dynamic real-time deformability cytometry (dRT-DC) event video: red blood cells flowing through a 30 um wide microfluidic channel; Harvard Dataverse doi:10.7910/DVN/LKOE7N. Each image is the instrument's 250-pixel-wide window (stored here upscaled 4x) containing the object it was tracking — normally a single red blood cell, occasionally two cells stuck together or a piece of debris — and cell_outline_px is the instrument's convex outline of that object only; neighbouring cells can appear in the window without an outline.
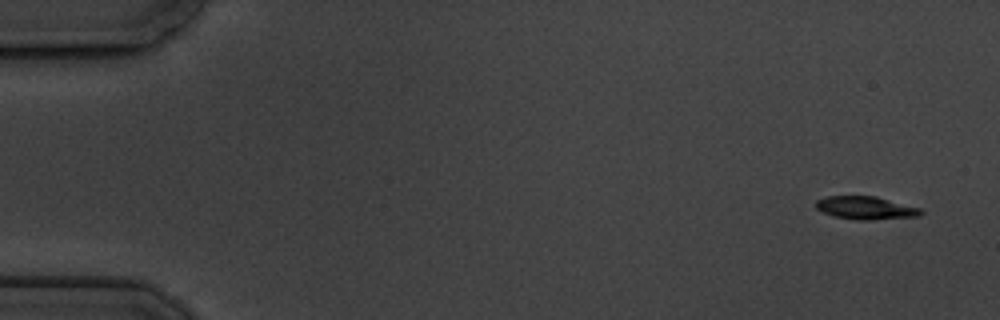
{"species": "common noctule bat (a hibernating species)", "species_latin": "Nyctalus noctula", "temperature_condition": "cold", "stored_images_in_passage": 11, "camera_frame_rate_fps": 3000, "um_per_image_px": 0.085, "animal": {"sex": "male", "body_mass_g": 19.5, "forearm_length_mm": 54.6}, "frame": {"image": 1, "passage_image": 1, "time_ms": 0.0, "image_size_px": [1000, 320], "cell_outline_px": [[924, 212], [920, 216], [868, 220], [856, 220], [832, 216], [816, 208], [816, 200], [828, 196], [876, 196], [920, 208]], "centroid_in_image_um": [73.59, 17.67], "position_along_channel_um": 11.4, "area_um2": 14.05}}
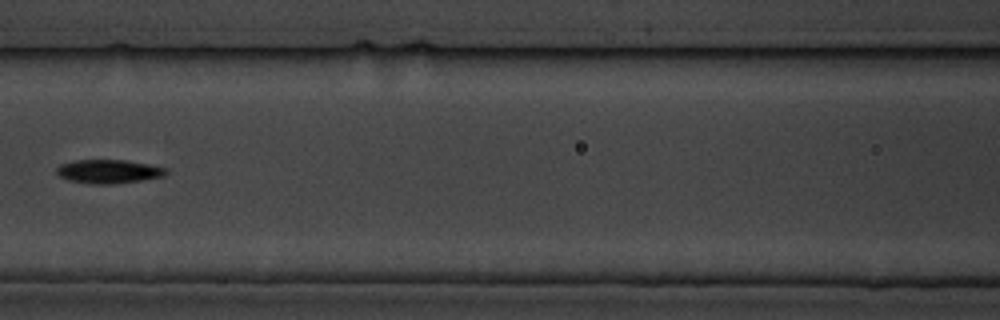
{"frame": {"image": 2, "passage_image": 7, "time_ms": 8.0, "image_size_px": [1000, 320], "cell_outline_px": [[168, 172], [164, 176], [140, 180], [112, 184], [92, 184], [68, 180], [60, 176], [56, 172], [56, 168], [60, 164], [72, 160], [124, 160], [148, 164], [168, 168]], "centroid_in_image_um": [9.22, 14.57], "position_along_channel_um": 157.4, "area_um2": 15.14}}
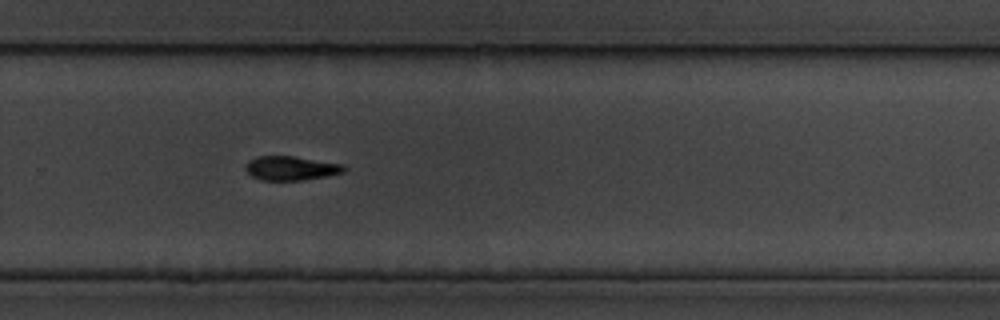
{"frame": {"image": 3, "passage_image": 11, "time_ms": 12.333, "image_size_px": [1000, 320], "cell_outline_px": [[348, 168], [344, 172], [324, 176], [300, 180], [260, 180], [252, 176], [244, 168], [244, 164], [248, 160], [256, 156], [292, 156], [344, 164]], "centroid_in_image_um": [24.7, 14.28], "position_along_channel_um": 305.1, "area_um2": 13.87}}